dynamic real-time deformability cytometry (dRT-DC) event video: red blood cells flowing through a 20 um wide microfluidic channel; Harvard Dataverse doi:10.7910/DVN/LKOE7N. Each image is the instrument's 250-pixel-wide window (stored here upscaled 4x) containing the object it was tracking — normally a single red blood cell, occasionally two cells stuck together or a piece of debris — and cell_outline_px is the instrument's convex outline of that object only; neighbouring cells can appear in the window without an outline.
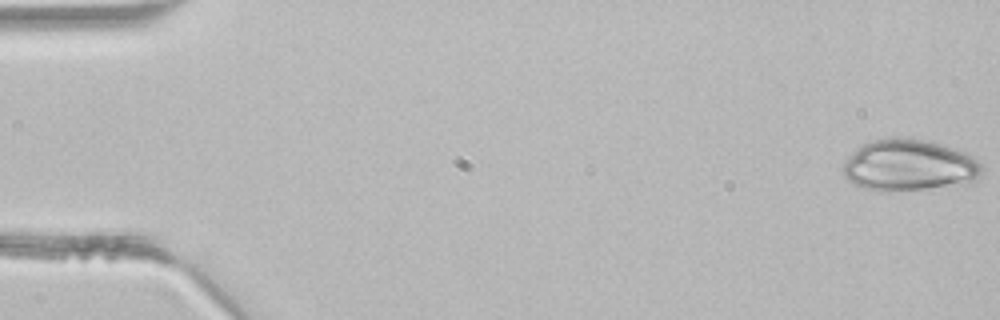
{"species": "common noctule bat (a hibernating species)", "species_latin": "Nyctalus noctula", "temperature_condition": "room temperature", "stored_images_in_passage": 45, "camera_frame_rate_fps": 3000, "um_per_image_px": 0.085, "animal": {"sex": "male", "body_mass_g": 21.5, "forearm_length_mm": 52.0}, "frame": {"image": 1, "passage_image": 1, "time_ms": 0.0, "image_size_px": [1000, 320], "cell_outline_px": [[980, 172], [976, 180], [972, 184], [888, 192], [876, 192], [864, 188], [848, 180], [844, 176], [844, 160], [856, 148], [872, 140], [892, 136], [920, 140], [936, 144], [964, 152], [972, 156], [980, 164]], "centroid_in_image_um": [77.23, 14.08], "position_along_channel_um": 7.8, "area_um2": 41.62}}
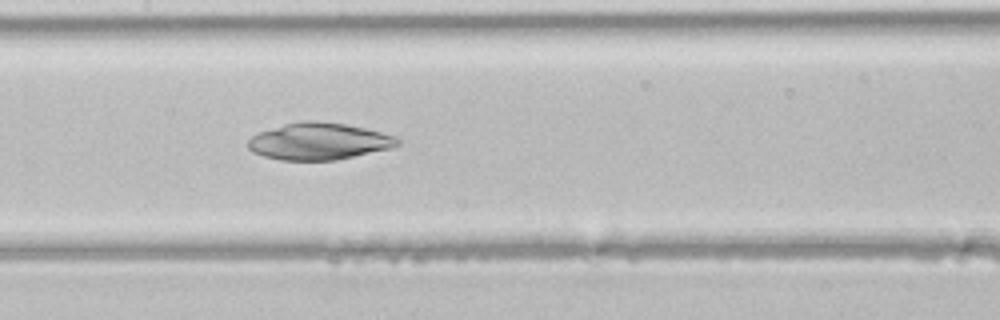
{"frame": {"image": 2, "passage_image": 22, "time_ms": 7.0, "image_size_px": [1000, 320], "cell_outline_px": [[400, 144], [392, 148], [336, 160], [280, 160], [264, 156], [252, 152], [248, 148], [248, 140], [252, 136], [260, 132], [284, 124], [304, 120], [312, 120], [344, 124], [364, 128], [396, 136], [400, 140]], "centroid_in_image_um": [27.11, 12.02], "position_along_channel_um": 180.3, "area_um2": 32.02}}
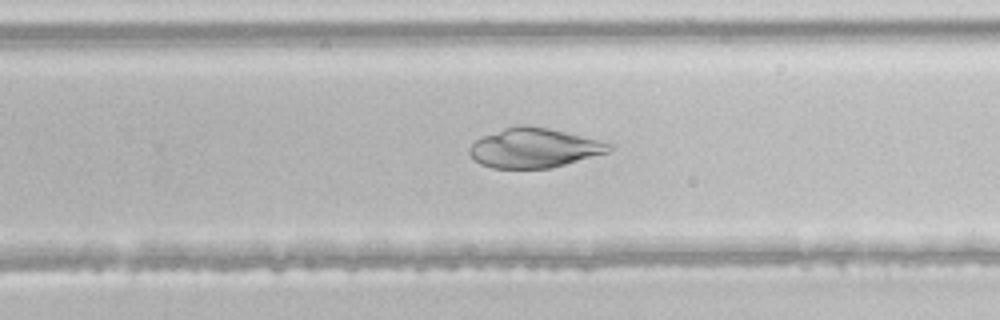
{"frame": {"image": 3, "passage_image": 29, "time_ms": 9.333, "image_size_px": [1000, 320], "cell_outline_px": [[612, 148], [608, 152], [552, 168], [492, 168], [480, 164], [468, 152], [472, 144], [476, 140], [484, 136], [504, 128], [524, 124], [548, 128], [612, 144]], "centroid_in_image_um": [45.38, 12.58], "position_along_channel_um": 284.4, "area_um2": 31.62}}